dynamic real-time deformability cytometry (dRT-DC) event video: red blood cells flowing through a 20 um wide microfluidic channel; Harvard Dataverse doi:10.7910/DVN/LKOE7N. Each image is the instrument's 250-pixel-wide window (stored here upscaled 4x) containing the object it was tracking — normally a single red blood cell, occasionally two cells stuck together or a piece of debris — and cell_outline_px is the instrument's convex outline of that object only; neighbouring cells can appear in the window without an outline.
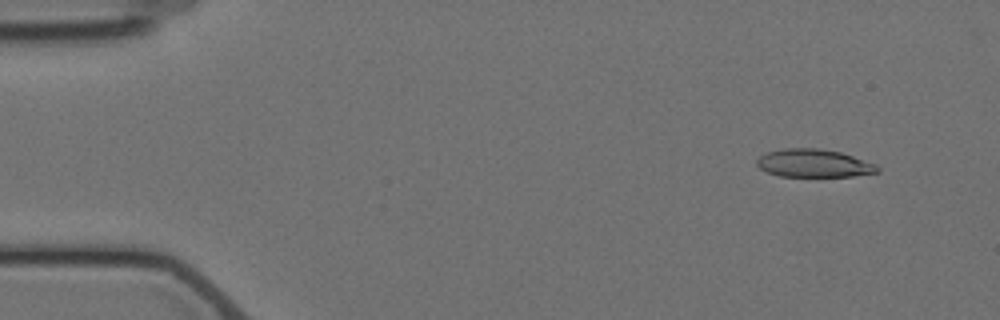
{"species": "Egyptian fruit bat (a non-hibernating species)", "species_latin": "Rousettus aegyptiacus", "temperature_condition": "cold", "stored_images_in_passage": 4, "camera_frame_rate_fps": 3000, "um_per_image_px": 0.085, "animal": {"sex": "female"}, "frame": {"image": 1, "passage_image": 2, "time_ms": 1.0, "image_size_px": [1000, 320], "cell_outline_px": [[880, 172], [852, 176], [780, 176], [768, 172], [760, 168], [756, 164], [756, 160], [760, 156], [768, 152], [784, 148], [820, 148], [840, 152], [876, 164], [880, 168]], "centroid_in_image_um": [69.18, 13.87], "position_along_channel_um": 15.8, "area_um2": 19.59}}